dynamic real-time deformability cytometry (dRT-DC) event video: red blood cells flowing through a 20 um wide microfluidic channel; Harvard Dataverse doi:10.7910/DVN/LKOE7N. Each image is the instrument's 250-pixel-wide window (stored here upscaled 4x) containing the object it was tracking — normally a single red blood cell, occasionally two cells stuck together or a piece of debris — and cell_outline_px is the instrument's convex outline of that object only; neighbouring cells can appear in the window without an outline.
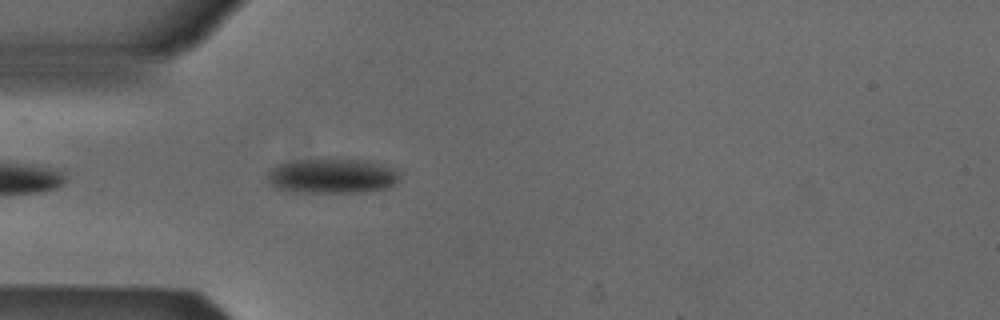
{"species": "Egyptian fruit bat (a non-hibernating species)", "species_latin": "Rousettus aegyptiacus", "temperature_condition": "cold", "stored_images_in_passage": 26, "camera_frame_rate_fps": 3000, "um_per_image_px": 0.085, "animal": {"sex": "male"}, "frame": {"image": 1, "passage_image": 3, "time_ms": 0.667, "image_size_px": [1000, 320], "cell_outline_px": [[404, 172], [396, 184], [388, 188], [364, 192], [292, 192], [276, 188], [268, 180], [268, 172], [272, 168], [280, 164], [296, 160], [368, 160], [400, 168]], "centroid_in_image_um": [28.37, 14.96], "position_along_channel_um": 56.6, "area_um2": 27.17}}
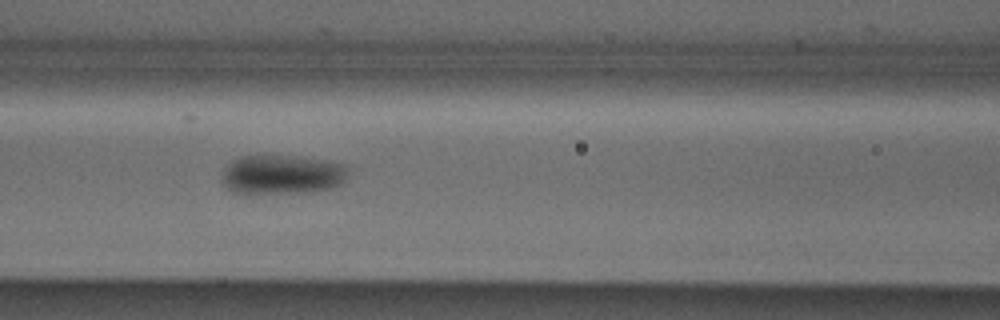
{"frame": {"image": 2, "passage_image": 10, "time_ms": 3.0, "image_size_px": [1000, 320], "cell_outline_px": [[352, 168], [344, 180], [340, 184], [332, 188], [308, 192], [248, 196], [232, 192], [220, 180], [224, 168], [228, 164], [240, 156], [300, 156], [332, 160], [348, 164]], "centroid_in_image_um": [24.01, 14.86], "position_along_channel_um": 142.6, "area_um2": 30.29}}
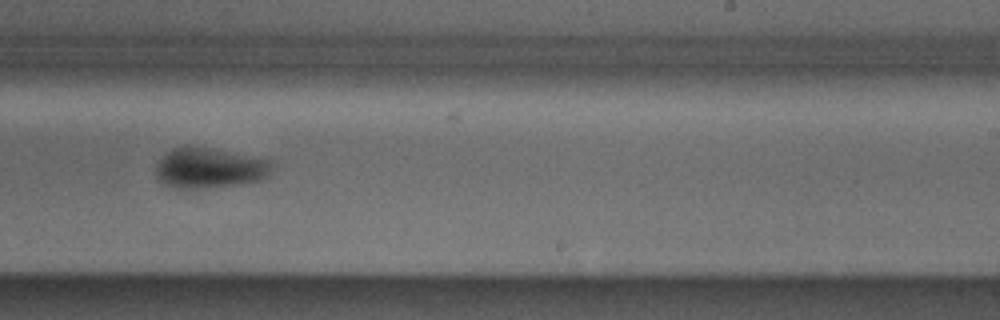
{"frame": {"image": 3, "passage_image": 20, "time_ms": 6.333, "image_size_px": [1000, 320], "cell_outline_px": [[276, 160], [272, 172], [264, 180], [236, 184], [196, 188], [176, 188], [164, 184], [156, 176], [156, 164], [172, 148], [188, 144], [272, 156]], "centroid_in_image_um": [17.98, 14.21], "position_along_channel_um": 271.0, "area_um2": 28.73}}